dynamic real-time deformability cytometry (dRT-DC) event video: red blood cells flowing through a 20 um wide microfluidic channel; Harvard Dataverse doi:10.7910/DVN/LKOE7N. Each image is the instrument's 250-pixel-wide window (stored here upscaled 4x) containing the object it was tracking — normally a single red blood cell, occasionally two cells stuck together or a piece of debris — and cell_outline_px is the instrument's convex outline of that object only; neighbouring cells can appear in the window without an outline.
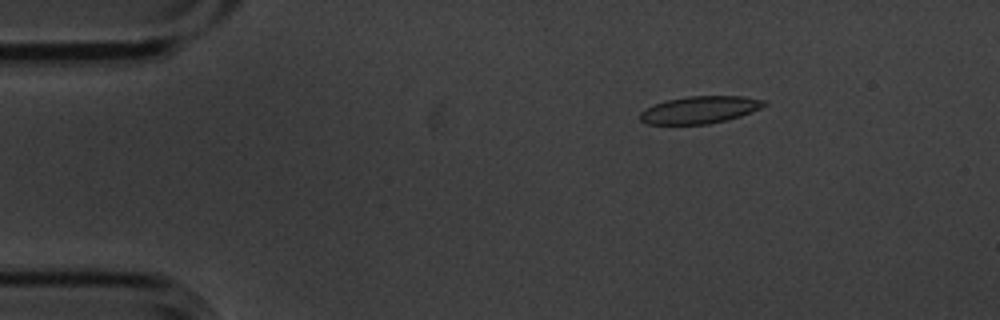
{"species": "common noctule bat (a hibernating species)", "species_latin": "Nyctalus noctula", "temperature_condition": "cold", "stored_images_in_passage": 5, "camera_frame_rate_fps": 3000, "um_per_image_px": 0.085, "animal": {"sex": "male", "body_mass_g": 20.1, "forearm_length_mm": 53.5}, "frame": {"image": 1, "passage_image": 3, "time_ms": 0.667, "image_size_px": [1000, 320], "cell_outline_px": [[768, 104], [752, 112], [728, 120], [708, 124], [648, 124], [640, 120], [640, 112], [644, 108], [652, 104], [664, 100], [688, 96], [744, 96], [764, 100]], "centroid_in_image_um": [59.46, 9.33], "position_along_channel_um": 25.5, "area_um2": 19.94}}